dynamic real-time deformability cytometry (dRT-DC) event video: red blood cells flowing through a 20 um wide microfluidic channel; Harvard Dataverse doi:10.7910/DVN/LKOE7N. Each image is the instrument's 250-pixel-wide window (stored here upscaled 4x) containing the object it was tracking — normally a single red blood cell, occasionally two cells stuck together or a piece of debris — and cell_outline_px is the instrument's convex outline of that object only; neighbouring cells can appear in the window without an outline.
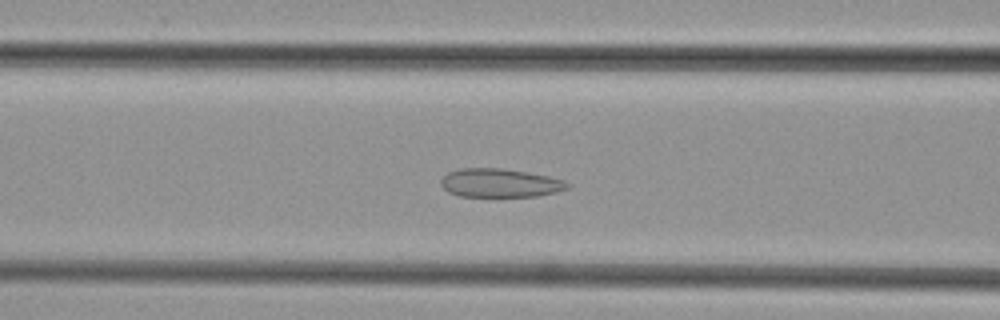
{"species": "common noctule bat (a hibernating species)", "species_latin": "Nyctalus noctula", "temperature_condition": "cold", "stored_images_in_passage": 46, "camera_frame_rate_fps": 3000, "um_per_image_px": 0.085, "animal": {"sex": "female", "body_mass_g": 29.2, "forearm_length_mm": 56.3}, "frame": {"image": 1, "passage_image": 17, "time_ms": 5.333, "image_size_px": [1000, 320], "cell_outline_px": [[572, 184], [568, 188], [556, 192], [536, 196], [460, 196], [448, 192], [440, 184], [440, 180], [448, 172], [460, 168], [500, 168], [528, 172], [548, 176], [564, 180]], "centroid_in_image_um": [42.5, 15.54], "position_along_channel_um": 124.1, "area_um2": 21.1}}
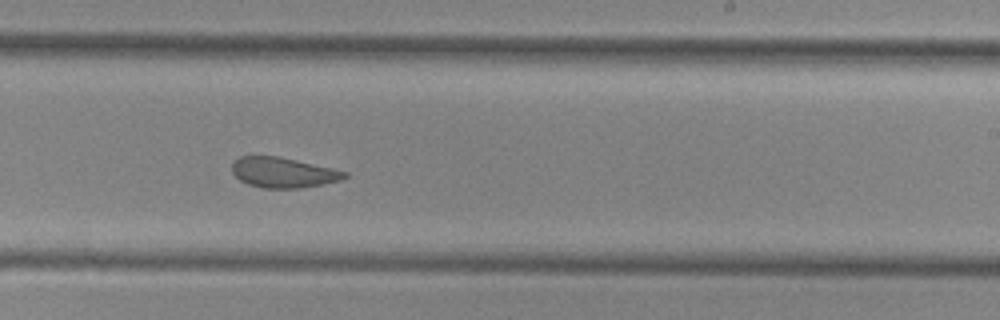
{"frame": {"image": 2, "passage_image": 27, "time_ms": 8.667, "image_size_px": [1000, 320], "cell_outline_px": [[348, 176], [340, 180], [320, 184], [296, 188], [264, 188], [248, 184], [240, 180], [232, 172], [232, 164], [240, 156], [276, 156], [332, 168], [348, 172]], "centroid_in_image_um": [24.05, 14.66], "position_along_channel_um": 265.0, "area_um2": 19.48}}
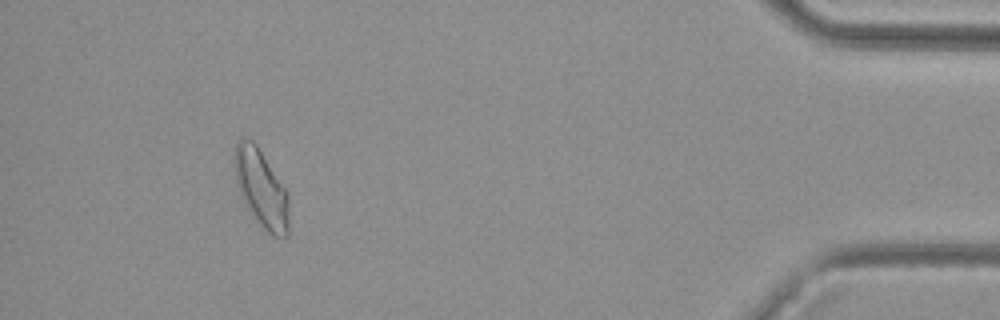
{"frame": {"image": 3, "passage_image": 42, "time_ms": 13.667, "image_size_px": [1000, 320], "cell_outline_px": [[288, 236], [272, 236], [252, 216], [240, 196], [236, 180], [232, 160], [236, 144], [240, 136], [252, 140], [256, 144], [288, 192]], "centroid_in_image_um": [22.17, 15.98], "position_along_channel_um": 413.0, "area_um2": 24.8}}